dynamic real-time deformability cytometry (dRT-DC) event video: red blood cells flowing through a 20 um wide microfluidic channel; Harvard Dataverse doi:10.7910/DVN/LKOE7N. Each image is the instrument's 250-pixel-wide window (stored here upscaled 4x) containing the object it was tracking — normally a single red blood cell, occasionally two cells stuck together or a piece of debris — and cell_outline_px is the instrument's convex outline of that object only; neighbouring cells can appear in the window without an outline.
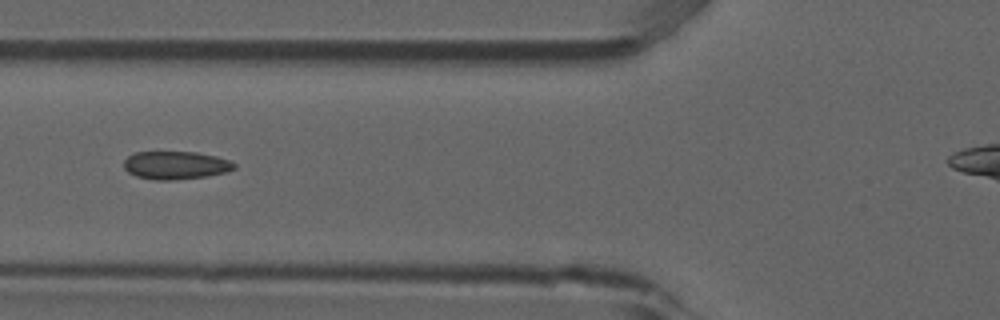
{"species": "common noctule bat (a hibernating species)", "species_latin": "Nyctalus noctula", "temperature_condition": "room temperature", "stored_images_in_passage": 5, "camera_frame_rate_fps": 3000, "um_per_image_px": 0.085, "animal": {"sex": "male", "forearm_length_mm": 52.5}, "frame": {"image": 1, "passage_image": 5, "time_ms": 1.333, "image_size_px": [1000, 320], "cell_outline_px": [[236, 168], [228, 172], [204, 176], [172, 180], [156, 180], [136, 176], [128, 172], [124, 168], [124, 160], [128, 156], [136, 152], [196, 152], [216, 156], [228, 160], [236, 164]], "centroid_in_image_um": [14.93, 14.04], "position_along_channel_um": 110.9, "area_um2": 17.98}}